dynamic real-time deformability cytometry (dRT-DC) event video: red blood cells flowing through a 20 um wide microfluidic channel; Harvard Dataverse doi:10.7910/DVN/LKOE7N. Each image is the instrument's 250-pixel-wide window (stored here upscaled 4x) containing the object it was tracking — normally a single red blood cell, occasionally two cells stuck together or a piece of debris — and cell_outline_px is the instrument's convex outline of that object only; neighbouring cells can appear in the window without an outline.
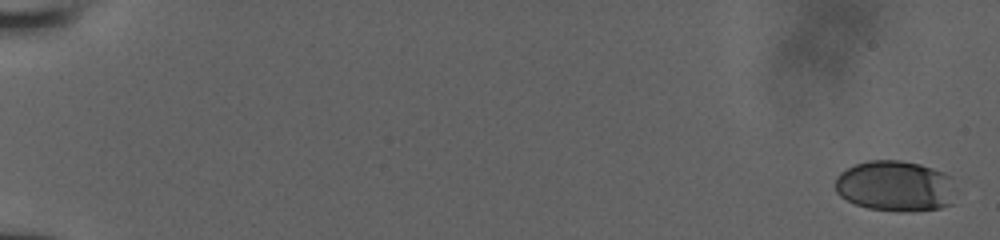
{"species": "human", "species_latin": "Homo sapiens", "temperature_condition": "room temperature", "stored_images_in_passage": 35, "camera_frame_rate_fps": 3000, "um_per_image_px": 0.085, "donor": {"sex": "male"}, "frame": {"image": 1, "passage_image": 1, "time_ms": 0.0, "image_size_px": [1000, 240], "cell_outline_px": [[956, 196], [952, 204], [940, 208], [868, 208], [856, 204], [840, 196], [836, 192], [836, 176], [840, 172], [856, 164], [868, 160], [900, 160], [920, 164], [944, 172], [948, 176], [956, 192]], "centroid_in_image_um": [76.09, 15.76], "position_along_channel_um": 8.9, "area_um2": 34.74}}
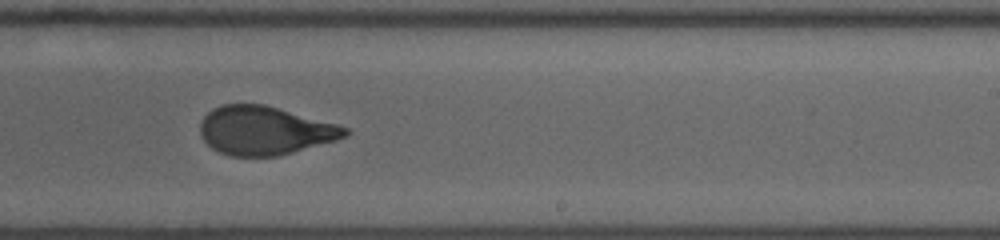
{"frame": {"image": 2, "passage_image": 19, "time_ms": 11.667, "image_size_px": [1000, 240], "cell_outline_px": [[352, 132], [336, 140], [292, 152], [276, 156], [232, 156], [220, 152], [212, 148], [200, 136], [200, 124], [204, 116], [212, 108], [220, 104], [264, 104], [336, 124], [348, 128]], "centroid_in_image_um": [22.47, 11.09], "position_along_channel_um": 266.5, "area_um2": 40.75}}
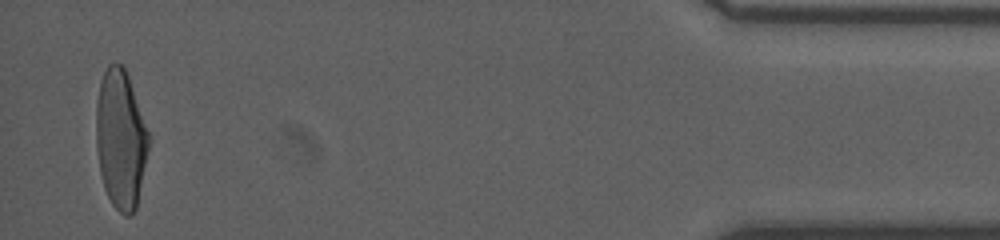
{"frame": {"image": 3, "passage_image": 35, "time_ms": 17.333, "image_size_px": [1000, 240], "cell_outline_px": [[148, 148], [136, 208], [128, 216], [124, 216], [112, 204], [104, 188], [100, 172], [96, 148], [96, 100], [100, 80], [108, 64], [124, 64], [148, 132]], "centroid_in_image_um": [10.22, 11.8], "position_along_channel_um": 425.0, "area_um2": 42.14}}